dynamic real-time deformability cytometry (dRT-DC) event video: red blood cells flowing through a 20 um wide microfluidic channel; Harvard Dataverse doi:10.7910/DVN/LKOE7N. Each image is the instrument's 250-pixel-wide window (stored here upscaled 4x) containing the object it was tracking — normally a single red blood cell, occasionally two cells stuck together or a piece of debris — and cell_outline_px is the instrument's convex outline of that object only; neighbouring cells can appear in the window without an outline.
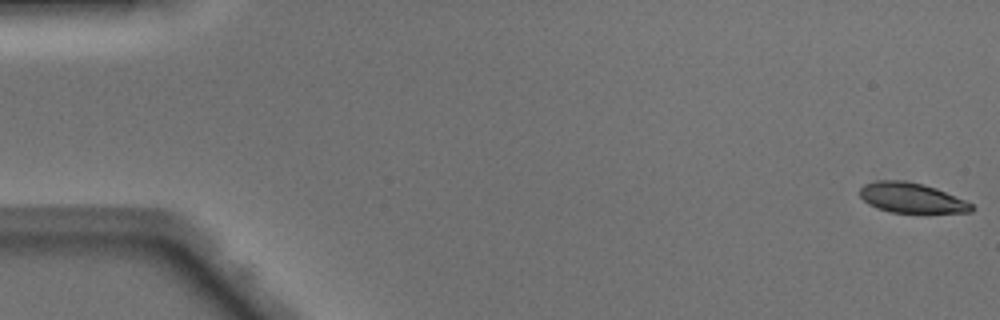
{"species": "Egyptian fruit bat (a non-hibernating species)", "species_latin": "Rousettus aegyptiacus", "temperature_condition": "warm", "stored_images_in_passage": 49, "camera_frame_rate_fps": 3000, "um_per_image_px": 0.085, "animal": {"sex": "male"}, "frame": {"image": 1, "passage_image": 1, "time_ms": 0.0, "image_size_px": [1000, 320], "cell_outline_px": [[976, 208], [972, 212], [892, 212], [868, 204], [860, 196], [860, 188], [864, 184], [880, 180], [904, 180], [924, 184], [936, 188], [964, 200], [972, 204]], "centroid_in_image_um": [77.48, 16.8], "position_along_channel_um": 7.5, "area_um2": 19.31}}
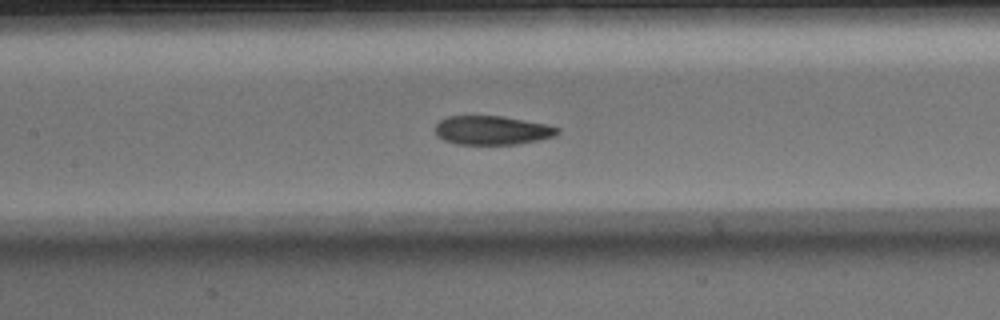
{"frame": {"image": 2, "passage_image": 23, "time_ms": 7.333, "image_size_px": [1000, 320], "cell_outline_px": [[560, 132], [552, 136], [540, 140], [516, 144], [456, 144], [444, 140], [436, 136], [436, 124], [440, 120], [448, 116], [504, 116], [548, 124], [560, 128]], "centroid_in_image_um": [41.84, 11.07], "position_along_channel_um": 165.6, "area_um2": 20.69}}
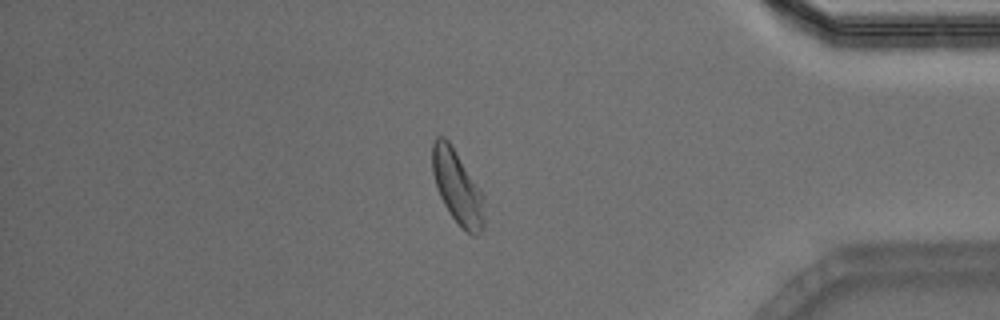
{"frame": {"image": 3, "passage_image": 42, "time_ms": 13.667, "image_size_px": [1000, 320], "cell_outline_px": [[484, 228], [476, 236], [472, 236], [452, 216], [444, 204], [440, 196], [432, 172], [432, 144], [436, 136], [444, 136], [448, 140], [484, 196]], "centroid_in_image_um": [38.88, 15.91], "position_along_channel_um": 396.3, "area_um2": 21.85}, "authors_computed_cell_mechanics": {"area_um2": 21.5016, "velocity_mm_per_s": 4.1292, "shape_relaxation_time_tau1_ms": 2.8725, "shape_relaxation_time_tau2_ms": 2.2031, "deformation_change_tau1": 0.115, "deformation_change_tau2": 0.0836}}